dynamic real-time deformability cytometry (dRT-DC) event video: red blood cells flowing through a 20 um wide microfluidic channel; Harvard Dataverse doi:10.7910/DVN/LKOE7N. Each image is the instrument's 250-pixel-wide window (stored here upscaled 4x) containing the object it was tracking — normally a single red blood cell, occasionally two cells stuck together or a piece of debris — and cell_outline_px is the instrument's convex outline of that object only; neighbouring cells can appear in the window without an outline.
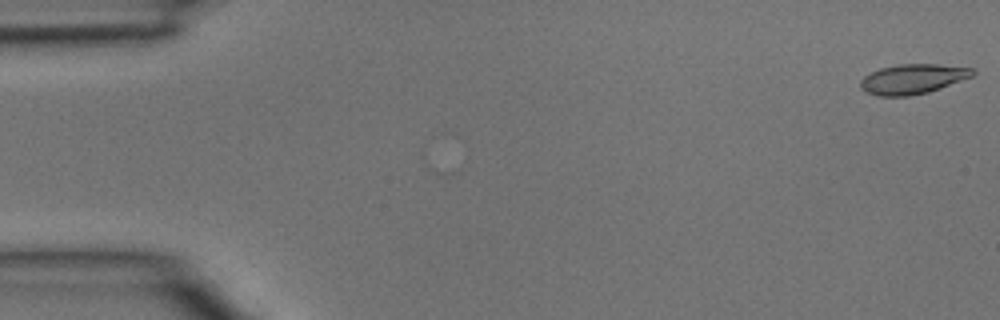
{"species": "common noctule bat (a hibernating species)", "species_latin": "Nyctalus noctula", "temperature_condition": "room temperature", "stored_images_in_passage": 3, "camera_frame_rate_fps": 3000, "um_per_image_px": 0.085, "animal": {"sex": "male", "body_mass_g": 15.6}, "frame": {"image": 1, "passage_image": 1, "time_ms": 0.0, "image_size_px": [1000, 320], "cell_outline_px": [[976, 72], [972, 76], [940, 88], [928, 92], [908, 96], [880, 96], [868, 92], [860, 88], [860, 80], [864, 76], [880, 68], [896, 64], [940, 64], [972, 68]], "centroid_in_image_um": [77.57, 6.7], "position_along_channel_um": 7.4, "area_um2": 19.42}}